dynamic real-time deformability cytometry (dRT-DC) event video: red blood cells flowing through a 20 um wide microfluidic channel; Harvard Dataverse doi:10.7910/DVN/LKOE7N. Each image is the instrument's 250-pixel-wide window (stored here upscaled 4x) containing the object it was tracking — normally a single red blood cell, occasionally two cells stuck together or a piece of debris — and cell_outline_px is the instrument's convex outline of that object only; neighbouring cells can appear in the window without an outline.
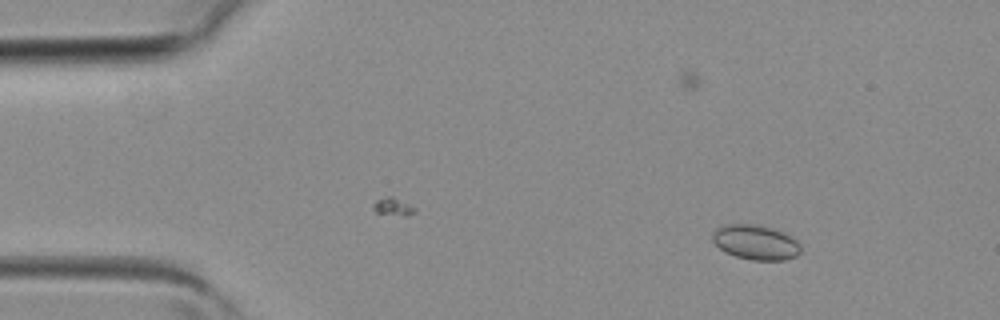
{"species": "common noctule bat (a hibernating species)", "species_latin": "Nyctalus noctula", "temperature_condition": "room temperature", "stored_images_in_passage": 2, "camera_frame_rate_fps": 3000, "um_per_image_px": 0.085, "animal": {"sex": "female", "body_mass_g": 19.3, "forearm_length_mm": 54.1}, "frame": {"image": 1, "passage_image": 1, "time_ms": 0.0, "image_size_px": [1000, 320], "cell_outline_px": [[800, 252], [796, 256], [784, 260], [752, 260], [736, 256], [724, 252], [712, 240], [712, 232], [716, 228], [724, 224], [756, 224], [772, 228], [784, 232], [792, 236], [800, 244]], "centroid_in_image_um": [64.22, 20.58], "position_along_channel_um": 20.8, "area_um2": 18.03}}